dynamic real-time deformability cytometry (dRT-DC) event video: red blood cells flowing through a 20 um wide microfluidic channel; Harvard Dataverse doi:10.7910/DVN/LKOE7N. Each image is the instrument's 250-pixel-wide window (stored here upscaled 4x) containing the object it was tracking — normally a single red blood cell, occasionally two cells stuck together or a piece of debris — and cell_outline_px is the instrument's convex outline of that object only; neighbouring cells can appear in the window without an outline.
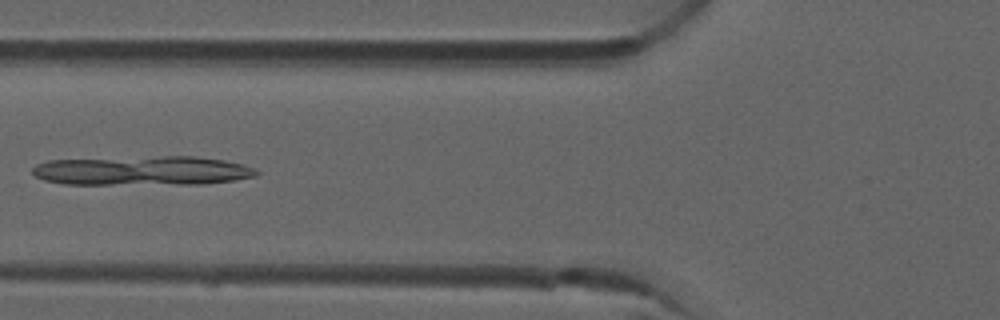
{"species": "common noctule bat (a hibernating species)", "species_latin": "Nyctalus noctula", "temperature_condition": "room temperature", "stored_images_in_passage": 5, "camera_frame_rate_fps": 3000, "um_per_image_px": 0.085, "animal": {"sex": "male", "forearm_length_mm": 52.5}, "frame": {"image": 1, "passage_image": 4, "time_ms": 1.0, "image_size_px": [1000, 320], "cell_outline_px": [[260, 172], [256, 176], [236, 180], [200, 184], [64, 184], [44, 180], [36, 176], [32, 172], [32, 168], [36, 164], [48, 160], [164, 156], [196, 156], [224, 160], [244, 164], [256, 168]], "centroid_in_image_um": [12.15, 14.51], "position_along_channel_um": 113.7, "area_um2": 38.49}}
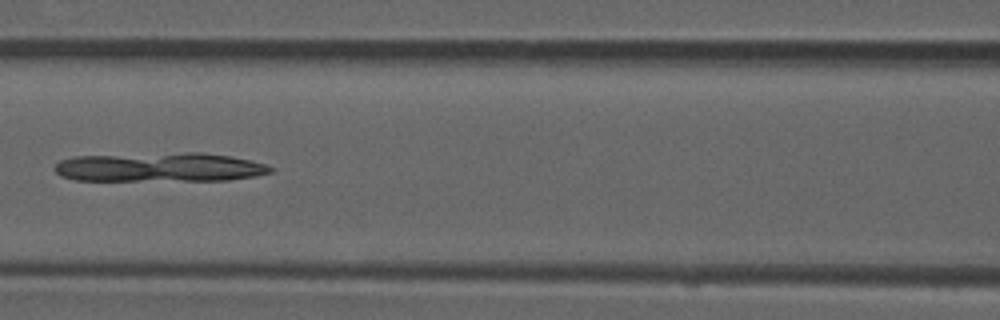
{"frame": {"image": 2, "passage_image": 5, "time_ms": 1.333, "image_size_px": [1000, 320], "cell_outline_px": [[276, 168], [272, 172], [256, 176], [228, 180], [76, 180], [60, 176], [52, 168], [60, 160], [76, 156], [188, 152], [200, 152], [228, 156], [248, 160], [264, 164]], "centroid_in_image_um": [13.57, 14.21], "position_along_channel_um": 153.0, "area_um2": 36.59}}